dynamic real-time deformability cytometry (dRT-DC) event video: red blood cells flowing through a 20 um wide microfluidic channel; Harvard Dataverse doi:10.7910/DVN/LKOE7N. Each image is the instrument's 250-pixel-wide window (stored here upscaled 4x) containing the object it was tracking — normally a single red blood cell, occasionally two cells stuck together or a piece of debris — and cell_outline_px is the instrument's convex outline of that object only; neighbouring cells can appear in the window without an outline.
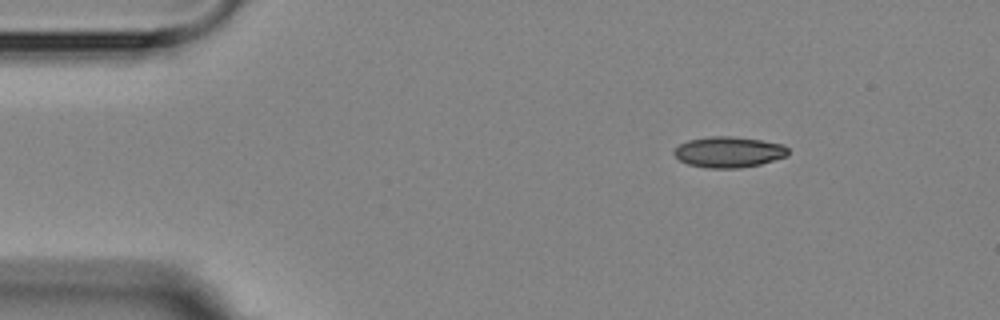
{"species": "Egyptian fruit bat (a non-hibernating species)", "species_latin": "Rousettus aegyptiacus", "temperature_condition": "room temperature", "stored_images_in_passage": 4, "camera_frame_rate_fps": 3000, "um_per_image_px": 0.085, "animal": {"sex": "female"}, "frame": {"image": 1, "passage_image": 1, "time_ms": 0.0, "image_size_px": [1000, 320], "cell_outline_px": [[788, 156], [760, 164], [740, 168], [708, 168], [688, 164], [680, 160], [672, 152], [680, 144], [688, 140], [708, 136], [728, 136], [760, 140], [784, 144], [788, 148]], "centroid_in_image_um": [61.95, 12.92], "position_along_channel_um": 23.0, "area_um2": 20.46}}